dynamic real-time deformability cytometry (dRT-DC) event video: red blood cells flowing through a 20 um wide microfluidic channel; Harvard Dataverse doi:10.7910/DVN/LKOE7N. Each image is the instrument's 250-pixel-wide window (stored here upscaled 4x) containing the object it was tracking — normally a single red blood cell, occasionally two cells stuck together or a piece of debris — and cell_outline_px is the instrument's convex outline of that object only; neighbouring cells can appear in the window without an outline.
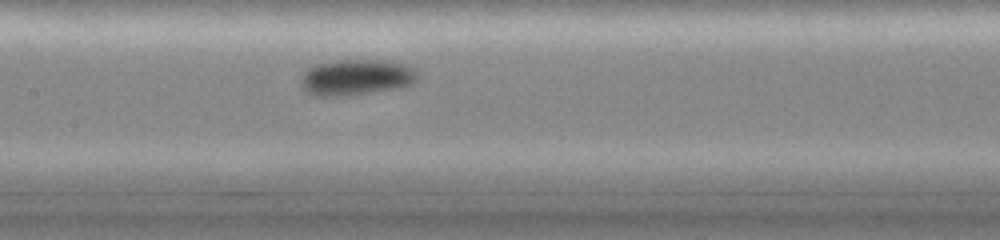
{"species": "common noctule bat (a hibernating species)", "species_latin": "Nyctalus noctula", "temperature_condition": "cold", "stored_images_in_passage": 22, "camera_frame_rate_fps": 3000, "um_per_image_px": 0.085, "animal": {"sex": "female", "body_mass_g": 19.0, "forearm_length_mm": 51.5}, "frame": {"image": 1, "passage_image": 15, "time_ms": 4.667, "image_size_px": [1000, 240], "cell_outline_px": [[420, 76], [412, 84], [400, 88], [348, 96], [316, 96], [308, 92], [300, 84], [300, 80], [304, 72], [308, 68], [316, 64], [340, 60], [384, 60], [408, 64]], "centroid_in_image_um": [30.31, 6.58], "position_along_channel_um": 177.1, "area_um2": 24.68}}